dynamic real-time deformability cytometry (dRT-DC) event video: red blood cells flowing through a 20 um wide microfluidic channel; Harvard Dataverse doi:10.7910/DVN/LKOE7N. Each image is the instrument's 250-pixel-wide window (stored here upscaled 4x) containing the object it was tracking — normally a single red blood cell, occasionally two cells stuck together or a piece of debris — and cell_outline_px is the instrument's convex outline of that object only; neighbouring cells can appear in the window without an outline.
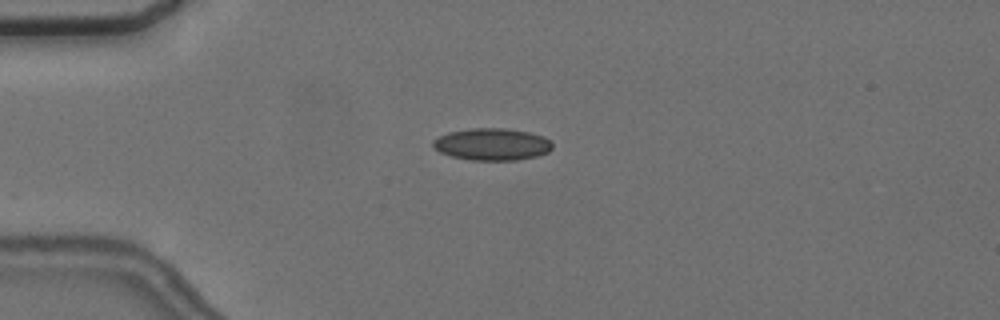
{"species": "common noctule bat (a hibernating species)", "species_latin": "Nyctalus noctula", "temperature_condition": "cold", "stored_images_in_passage": 13, "camera_frame_rate_fps": 3000, "um_per_image_px": 0.085, "animal": {"sex": "female", "body_mass_g": 24.6, "forearm_length_mm": 56.2}, "frame": {"image": 1, "passage_image": 3, "time_ms": 3.667, "image_size_px": [1000, 320], "cell_outline_px": [[552, 148], [548, 152], [536, 156], [516, 160], [472, 160], [452, 156], [440, 152], [432, 144], [432, 140], [448, 132], [472, 128], [504, 128], [528, 132], [544, 136], [552, 140]], "centroid_in_image_um": [41.85, 12.26], "position_along_channel_um": 43.2, "area_um2": 22.25}}
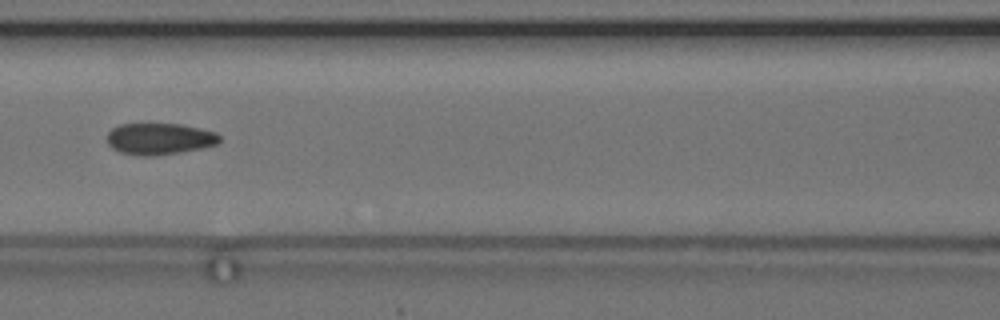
{"frame": {"image": 2, "passage_image": 6, "time_ms": 7.333, "image_size_px": [1000, 320], "cell_outline_px": [[220, 140], [216, 144], [204, 148], [156, 156], [136, 156], [120, 152], [112, 148], [108, 144], [108, 132], [112, 128], [120, 124], [180, 124], [200, 128], [216, 132], [220, 136]], "centroid_in_image_um": [13.56, 11.81], "position_along_channel_um": 153.0, "area_um2": 20.81}, "authors_computed_cell_mechanics": {"area_um2": 20.9814, "velocity_mm_per_s": 3.6661, "shape_relaxation_time_tau1_ms": 5.4886, "shape_relaxation_time_tau2_ms": 1.1996, "deformation_change_tau1": 0.1194, "deformation_change_tau2": 0.0523}}